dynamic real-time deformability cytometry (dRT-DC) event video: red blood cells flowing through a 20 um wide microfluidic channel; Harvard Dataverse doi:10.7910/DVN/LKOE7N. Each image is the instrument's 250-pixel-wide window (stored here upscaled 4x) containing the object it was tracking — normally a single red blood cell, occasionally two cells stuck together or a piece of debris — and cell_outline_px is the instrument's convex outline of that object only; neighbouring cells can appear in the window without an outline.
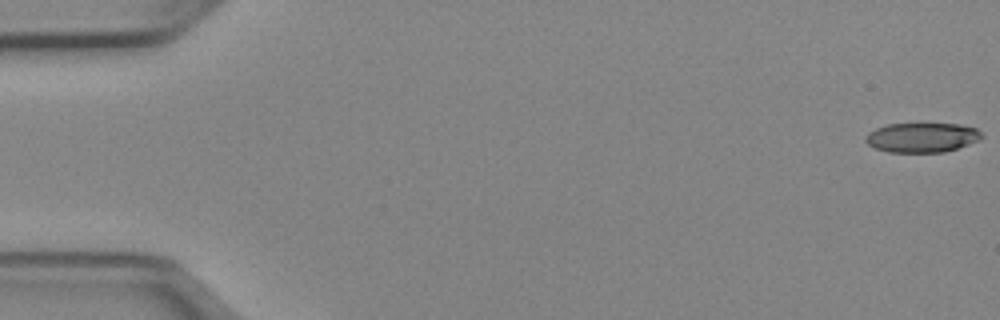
{"species": "Egyptian fruit bat (a non-hibernating species)", "species_latin": "Rousettus aegyptiacus", "temperature_condition": "cold", "stored_images_in_passage": 51, "camera_frame_rate_fps": 3000, "um_per_image_px": 0.085, "animal": {"sex": "female"}, "frame": {"image": 1, "passage_image": 1, "time_ms": 0.0, "image_size_px": [1000, 320], "cell_outline_px": [[984, 136], [980, 140], [944, 152], [888, 152], [876, 148], [868, 144], [864, 140], [868, 132], [876, 128], [888, 124], [960, 124], [976, 128]], "centroid_in_image_um": [78.37, 11.68], "position_along_channel_um": 6.6, "area_um2": 19.94}}
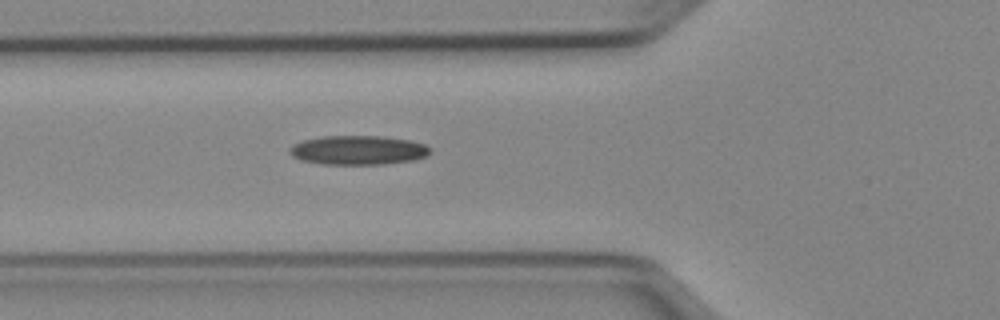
{"frame": {"image": 2, "passage_image": 19, "time_ms": 6.0, "image_size_px": [1000, 320], "cell_outline_px": [[432, 152], [428, 156], [416, 160], [384, 164], [320, 164], [300, 160], [292, 156], [288, 152], [288, 148], [292, 144], [304, 140], [324, 136], [384, 136], [408, 140], [424, 144], [432, 148]], "centroid_in_image_um": [30.45, 12.77], "position_along_channel_um": 95.3, "area_um2": 24.22}}
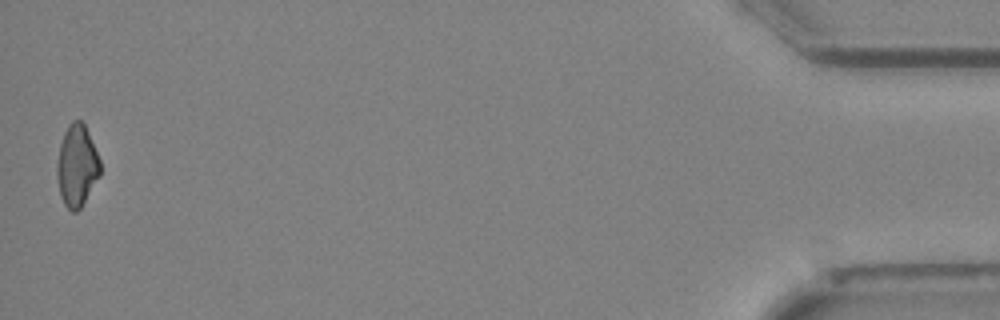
{"frame": {"image": 3, "passage_image": 51, "time_ms": 16.667, "image_size_px": [1000, 320], "cell_outline_px": [[100, 176], [80, 208], [76, 212], [72, 212], [64, 204], [60, 196], [56, 176], [56, 164], [60, 144], [64, 132], [68, 124], [72, 120], [80, 120], [84, 124], [88, 132], [100, 160]], "centroid_in_image_um": [6.51, 14.09], "position_along_channel_um": 428.7, "area_um2": 20.63}}